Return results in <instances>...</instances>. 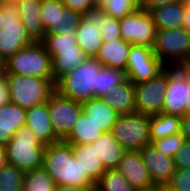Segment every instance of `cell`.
Masks as SVG:
<instances>
[{
    "label": "cell",
    "instance_id": "cell-1",
    "mask_svg": "<svg viewBox=\"0 0 190 191\" xmlns=\"http://www.w3.org/2000/svg\"><path fill=\"white\" fill-rule=\"evenodd\" d=\"M43 167L56 186L95 187V183L83 171L79 160L75 159L72 145L64 140L46 145Z\"/></svg>",
    "mask_w": 190,
    "mask_h": 191
},
{
    "label": "cell",
    "instance_id": "cell-2",
    "mask_svg": "<svg viewBox=\"0 0 190 191\" xmlns=\"http://www.w3.org/2000/svg\"><path fill=\"white\" fill-rule=\"evenodd\" d=\"M41 43L52 57L54 84L88 59L77 45L76 33L45 34Z\"/></svg>",
    "mask_w": 190,
    "mask_h": 191
},
{
    "label": "cell",
    "instance_id": "cell-3",
    "mask_svg": "<svg viewBox=\"0 0 190 191\" xmlns=\"http://www.w3.org/2000/svg\"><path fill=\"white\" fill-rule=\"evenodd\" d=\"M46 145L26 125L16 131L5 145L7 164L28 172L43 166Z\"/></svg>",
    "mask_w": 190,
    "mask_h": 191
},
{
    "label": "cell",
    "instance_id": "cell-4",
    "mask_svg": "<svg viewBox=\"0 0 190 191\" xmlns=\"http://www.w3.org/2000/svg\"><path fill=\"white\" fill-rule=\"evenodd\" d=\"M101 64L95 58H88L79 67L62 77L55 90L63 97L83 103L96 97V82Z\"/></svg>",
    "mask_w": 190,
    "mask_h": 191
},
{
    "label": "cell",
    "instance_id": "cell-5",
    "mask_svg": "<svg viewBox=\"0 0 190 191\" xmlns=\"http://www.w3.org/2000/svg\"><path fill=\"white\" fill-rule=\"evenodd\" d=\"M3 73L53 79L52 57L41 42H34L6 60Z\"/></svg>",
    "mask_w": 190,
    "mask_h": 191
},
{
    "label": "cell",
    "instance_id": "cell-6",
    "mask_svg": "<svg viewBox=\"0 0 190 191\" xmlns=\"http://www.w3.org/2000/svg\"><path fill=\"white\" fill-rule=\"evenodd\" d=\"M5 76L10 102L26 110L46 102L55 91L53 79L18 74Z\"/></svg>",
    "mask_w": 190,
    "mask_h": 191
},
{
    "label": "cell",
    "instance_id": "cell-7",
    "mask_svg": "<svg viewBox=\"0 0 190 191\" xmlns=\"http://www.w3.org/2000/svg\"><path fill=\"white\" fill-rule=\"evenodd\" d=\"M153 51L167 67L186 66L190 61V32L184 28L156 30Z\"/></svg>",
    "mask_w": 190,
    "mask_h": 191
},
{
    "label": "cell",
    "instance_id": "cell-8",
    "mask_svg": "<svg viewBox=\"0 0 190 191\" xmlns=\"http://www.w3.org/2000/svg\"><path fill=\"white\" fill-rule=\"evenodd\" d=\"M3 26L0 29V57L5 62L20 49L34 43L20 21L16 2L0 4Z\"/></svg>",
    "mask_w": 190,
    "mask_h": 191
},
{
    "label": "cell",
    "instance_id": "cell-9",
    "mask_svg": "<svg viewBox=\"0 0 190 191\" xmlns=\"http://www.w3.org/2000/svg\"><path fill=\"white\" fill-rule=\"evenodd\" d=\"M110 132L126 151H140L151 144L149 115H119Z\"/></svg>",
    "mask_w": 190,
    "mask_h": 191
},
{
    "label": "cell",
    "instance_id": "cell-10",
    "mask_svg": "<svg viewBox=\"0 0 190 191\" xmlns=\"http://www.w3.org/2000/svg\"><path fill=\"white\" fill-rule=\"evenodd\" d=\"M121 38L131 45L152 47L156 28L149 11L138 9L119 19Z\"/></svg>",
    "mask_w": 190,
    "mask_h": 191
},
{
    "label": "cell",
    "instance_id": "cell-11",
    "mask_svg": "<svg viewBox=\"0 0 190 191\" xmlns=\"http://www.w3.org/2000/svg\"><path fill=\"white\" fill-rule=\"evenodd\" d=\"M166 67L167 66L155 55L152 47L131 46L126 75L133 84L146 82L156 77Z\"/></svg>",
    "mask_w": 190,
    "mask_h": 191
},
{
    "label": "cell",
    "instance_id": "cell-12",
    "mask_svg": "<svg viewBox=\"0 0 190 191\" xmlns=\"http://www.w3.org/2000/svg\"><path fill=\"white\" fill-rule=\"evenodd\" d=\"M47 104L53 130L61 140H64L81 115L82 105L63 97L56 90L50 95Z\"/></svg>",
    "mask_w": 190,
    "mask_h": 191
},
{
    "label": "cell",
    "instance_id": "cell-13",
    "mask_svg": "<svg viewBox=\"0 0 190 191\" xmlns=\"http://www.w3.org/2000/svg\"><path fill=\"white\" fill-rule=\"evenodd\" d=\"M167 89V67L156 77L134 84L136 113L156 115L162 113Z\"/></svg>",
    "mask_w": 190,
    "mask_h": 191
},
{
    "label": "cell",
    "instance_id": "cell-14",
    "mask_svg": "<svg viewBox=\"0 0 190 191\" xmlns=\"http://www.w3.org/2000/svg\"><path fill=\"white\" fill-rule=\"evenodd\" d=\"M188 100L187 67H167V89L162 113L184 116Z\"/></svg>",
    "mask_w": 190,
    "mask_h": 191
},
{
    "label": "cell",
    "instance_id": "cell-15",
    "mask_svg": "<svg viewBox=\"0 0 190 191\" xmlns=\"http://www.w3.org/2000/svg\"><path fill=\"white\" fill-rule=\"evenodd\" d=\"M115 169L137 191H153L156 187L151 180L140 151H126Z\"/></svg>",
    "mask_w": 190,
    "mask_h": 191
},
{
    "label": "cell",
    "instance_id": "cell-16",
    "mask_svg": "<svg viewBox=\"0 0 190 191\" xmlns=\"http://www.w3.org/2000/svg\"><path fill=\"white\" fill-rule=\"evenodd\" d=\"M140 153L153 184H168L176 170L174 158L157 150L153 144L146 145Z\"/></svg>",
    "mask_w": 190,
    "mask_h": 191
},
{
    "label": "cell",
    "instance_id": "cell-17",
    "mask_svg": "<svg viewBox=\"0 0 190 191\" xmlns=\"http://www.w3.org/2000/svg\"><path fill=\"white\" fill-rule=\"evenodd\" d=\"M77 45L88 58H95L103 43L101 30L98 28V9H92L81 19L76 30Z\"/></svg>",
    "mask_w": 190,
    "mask_h": 191
},
{
    "label": "cell",
    "instance_id": "cell-18",
    "mask_svg": "<svg viewBox=\"0 0 190 191\" xmlns=\"http://www.w3.org/2000/svg\"><path fill=\"white\" fill-rule=\"evenodd\" d=\"M25 125L32 130L42 144L50 145L61 141L53 130L47 101L26 110Z\"/></svg>",
    "mask_w": 190,
    "mask_h": 191
},
{
    "label": "cell",
    "instance_id": "cell-19",
    "mask_svg": "<svg viewBox=\"0 0 190 191\" xmlns=\"http://www.w3.org/2000/svg\"><path fill=\"white\" fill-rule=\"evenodd\" d=\"M42 0L17 1L18 13L22 25L34 42H41L46 34L41 21Z\"/></svg>",
    "mask_w": 190,
    "mask_h": 191
},
{
    "label": "cell",
    "instance_id": "cell-20",
    "mask_svg": "<svg viewBox=\"0 0 190 191\" xmlns=\"http://www.w3.org/2000/svg\"><path fill=\"white\" fill-rule=\"evenodd\" d=\"M131 44L122 38L113 42H103L95 59L102 65L126 71Z\"/></svg>",
    "mask_w": 190,
    "mask_h": 191
},
{
    "label": "cell",
    "instance_id": "cell-21",
    "mask_svg": "<svg viewBox=\"0 0 190 191\" xmlns=\"http://www.w3.org/2000/svg\"><path fill=\"white\" fill-rule=\"evenodd\" d=\"M149 12L152 15L156 30L183 28L185 0L159 5Z\"/></svg>",
    "mask_w": 190,
    "mask_h": 191
},
{
    "label": "cell",
    "instance_id": "cell-22",
    "mask_svg": "<svg viewBox=\"0 0 190 191\" xmlns=\"http://www.w3.org/2000/svg\"><path fill=\"white\" fill-rule=\"evenodd\" d=\"M102 99L120 115L136 113L134 84L128 78L112 86Z\"/></svg>",
    "mask_w": 190,
    "mask_h": 191
},
{
    "label": "cell",
    "instance_id": "cell-23",
    "mask_svg": "<svg viewBox=\"0 0 190 191\" xmlns=\"http://www.w3.org/2000/svg\"><path fill=\"white\" fill-rule=\"evenodd\" d=\"M26 109L8 102L0 107V146L5 145L14 133L25 126Z\"/></svg>",
    "mask_w": 190,
    "mask_h": 191
},
{
    "label": "cell",
    "instance_id": "cell-24",
    "mask_svg": "<svg viewBox=\"0 0 190 191\" xmlns=\"http://www.w3.org/2000/svg\"><path fill=\"white\" fill-rule=\"evenodd\" d=\"M81 105L82 112L103 132H110L120 115L102 98L94 97Z\"/></svg>",
    "mask_w": 190,
    "mask_h": 191
},
{
    "label": "cell",
    "instance_id": "cell-25",
    "mask_svg": "<svg viewBox=\"0 0 190 191\" xmlns=\"http://www.w3.org/2000/svg\"><path fill=\"white\" fill-rule=\"evenodd\" d=\"M91 145L106 169H115L126 152L111 132H103Z\"/></svg>",
    "mask_w": 190,
    "mask_h": 191
},
{
    "label": "cell",
    "instance_id": "cell-26",
    "mask_svg": "<svg viewBox=\"0 0 190 191\" xmlns=\"http://www.w3.org/2000/svg\"><path fill=\"white\" fill-rule=\"evenodd\" d=\"M71 145L75 159L79 160L83 171H86L87 176L96 183L107 169L98 158L95 147L89 143Z\"/></svg>",
    "mask_w": 190,
    "mask_h": 191
},
{
    "label": "cell",
    "instance_id": "cell-27",
    "mask_svg": "<svg viewBox=\"0 0 190 191\" xmlns=\"http://www.w3.org/2000/svg\"><path fill=\"white\" fill-rule=\"evenodd\" d=\"M181 131V116L159 113L149 115V133L151 144L155 140L172 136Z\"/></svg>",
    "mask_w": 190,
    "mask_h": 191
},
{
    "label": "cell",
    "instance_id": "cell-28",
    "mask_svg": "<svg viewBox=\"0 0 190 191\" xmlns=\"http://www.w3.org/2000/svg\"><path fill=\"white\" fill-rule=\"evenodd\" d=\"M102 134L103 131L82 112L64 141L69 144H91Z\"/></svg>",
    "mask_w": 190,
    "mask_h": 191
},
{
    "label": "cell",
    "instance_id": "cell-29",
    "mask_svg": "<svg viewBox=\"0 0 190 191\" xmlns=\"http://www.w3.org/2000/svg\"><path fill=\"white\" fill-rule=\"evenodd\" d=\"M56 184L42 166L24 173L23 191H55Z\"/></svg>",
    "mask_w": 190,
    "mask_h": 191
},
{
    "label": "cell",
    "instance_id": "cell-30",
    "mask_svg": "<svg viewBox=\"0 0 190 191\" xmlns=\"http://www.w3.org/2000/svg\"><path fill=\"white\" fill-rule=\"evenodd\" d=\"M127 79L126 71L101 66L96 82V97L102 98L107 91Z\"/></svg>",
    "mask_w": 190,
    "mask_h": 191
},
{
    "label": "cell",
    "instance_id": "cell-31",
    "mask_svg": "<svg viewBox=\"0 0 190 191\" xmlns=\"http://www.w3.org/2000/svg\"><path fill=\"white\" fill-rule=\"evenodd\" d=\"M94 191H137L116 169H107L95 183Z\"/></svg>",
    "mask_w": 190,
    "mask_h": 191
},
{
    "label": "cell",
    "instance_id": "cell-32",
    "mask_svg": "<svg viewBox=\"0 0 190 191\" xmlns=\"http://www.w3.org/2000/svg\"><path fill=\"white\" fill-rule=\"evenodd\" d=\"M65 8L61 0H42L41 21L46 33L57 25L61 26L62 14Z\"/></svg>",
    "mask_w": 190,
    "mask_h": 191
},
{
    "label": "cell",
    "instance_id": "cell-33",
    "mask_svg": "<svg viewBox=\"0 0 190 191\" xmlns=\"http://www.w3.org/2000/svg\"><path fill=\"white\" fill-rule=\"evenodd\" d=\"M24 172L5 164L0 169V191H23Z\"/></svg>",
    "mask_w": 190,
    "mask_h": 191
},
{
    "label": "cell",
    "instance_id": "cell-34",
    "mask_svg": "<svg viewBox=\"0 0 190 191\" xmlns=\"http://www.w3.org/2000/svg\"><path fill=\"white\" fill-rule=\"evenodd\" d=\"M98 28L103 42H113L121 38L118 18L109 16L102 8L98 9Z\"/></svg>",
    "mask_w": 190,
    "mask_h": 191
},
{
    "label": "cell",
    "instance_id": "cell-35",
    "mask_svg": "<svg viewBox=\"0 0 190 191\" xmlns=\"http://www.w3.org/2000/svg\"><path fill=\"white\" fill-rule=\"evenodd\" d=\"M109 16L123 18L139 9L137 0H109L102 8Z\"/></svg>",
    "mask_w": 190,
    "mask_h": 191
},
{
    "label": "cell",
    "instance_id": "cell-36",
    "mask_svg": "<svg viewBox=\"0 0 190 191\" xmlns=\"http://www.w3.org/2000/svg\"><path fill=\"white\" fill-rule=\"evenodd\" d=\"M81 14L79 12L73 11L70 8H65L63 10L62 19H61V26H56L50 32L46 34H61L66 35L69 33H75L79 21L81 19Z\"/></svg>",
    "mask_w": 190,
    "mask_h": 191
},
{
    "label": "cell",
    "instance_id": "cell-37",
    "mask_svg": "<svg viewBox=\"0 0 190 191\" xmlns=\"http://www.w3.org/2000/svg\"><path fill=\"white\" fill-rule=\"evenodd\" d=\"M185 140V137L181 133H178L176 135L155 140L152 144L157 148V150L162 151L164 154L174 158L176 152L184 144Z\"/></svg>",
    "mask_w": 190,
    "mask_h": 191
},
{
    "label": "cell",
    "instance_id": "cell-38",
    "mask_svg": "<svg viewBox=\"0 0 190 191\" xmlns=\"http://www.w3.org/2000/svg\"><path fill=\"white\" fill-rule=\"evenodd\" d=\"M168 185L177 191H190V169L176 168Z\"/></svg>",
    "mask_w": 190,
    "mask_h": 191
},
{
    "label": "cell",
    "instance_id": "cell-39",
    "mask_svg": "<svg viewBox=\"0 0 190 191\" xmlns=\"http://www.w3.org/2000/svg\"><path fill=\"white\" fill-rule=\"evenodd\" d=\"M174 162L176 168L190 169V140H185L184 144L178 149Z\"/></svg>",
    "mask_w": 190,
    "mask_h": 191
},
{
    "label": "cell",
    "instance_id": "cell-40",
    "mask_svg": "<svg viewBox=\"0 0 190 191\" xmlns=\"http://www.w3.org/2000/svg\"><path fill=\"white\" fill-rule=\"evenodd\" d=\"M62 4L70 8L73 11L79 12L81 15H85L93 9L89 0H61Z\"/></svg>",
    "mask_w": 190,
    "mask_h": 191
},
{
    "label": "cell",
    "instance_id": "cell-41",
    "mask_svg": "<svg viewBox=\"0 0 190 191\" xmlns=\"http://www.w3.org/2000/svg\"><path fill=\"white\" fill-rule=\"evenodd\" d=\"M176 1L178 0H137V4L140 9L149 11L156 6L173 3Z\"/></svg>",
    "mask_w": 190,
    "mask_h": 191
},
{
    "label": "cell",
    "instance_id": "cell-42",
    "mask_svg": "<svg viewBox=\"0 0 190 191\" xmlns=\"http://www.w3.org/2000/svg\"><path fill=\"white\" fill-rule=\"evenodd\" d=\"M10 102L7 79L4 73H0V107Z\"/></svg>",
    "mask_w": 190,
    "mask_h": 191
},
{
    "label": "cell",
    "instance_id": "cell-43",
    "mask_svg": "<svg viewBox=\"0 0 190 191\" xmlns=\"http://www.w3.org/2000/svg\"><path fill=\"white\" fill-rule=\"evenodd\" d=\"M180 133L186 140H190V114H185L181 117V131Z\"/></svg>",
    "mask_w": 190,
    "mask_h": 191
},
{
    "label": "cell",
    "instance_id": "cell-44",
    "mask_svg": "<svg viewBox=\"0 0 190 191\" xmlns=\"http://www.w3.org/2000/svg\"><path fill=\"white\" fill-rule=\"evenodd\" d=\"M95 187L56 186L55 191H94Z\"/></svg>",
    "mask_w": 190,
    "mask_h": 191
},
{
    "label": "cell",
    "instance_id": "cell-45",
    "mask_svg": "<svg viewBox=\"0 0 190 191\" xmlns=\"http://www.w3.org/2000/svg\"><path fill=\"white\" fill-rule=\"evenodd\" d=\"M183 28L190 32V0H185Z\"/></svg>",
    "mask_w": 190,
    "mask_h": 191
},
{
    "label": "cell",
    "instance_id": "cell-46",
    "mask_svg": "<svg viewBox=\"0 0 190 191\" xmlns=\"http://www.w3.org/2000/svg\"><path fill=\"white\" fill-rule=\"evenodd\" d=\"M187 89H188V100L186 106V114H190V70L187 68Z\"/></svg>",
    "mask_w": 190,
    "mask_h": 191
},
{
    "label": "cell",
    "instance_id": "cell-47",
    "mask_svg": "<svg viewBox=\"0 0 190 191\" xmlns=\"http://www.w3.org/2000/svg\"><path fill=\"white\" fill-rule=\"evenodd\" d=\"M109 0H89L93 9H101Z\"/></svg>",
    "mask_w": 190,
    "mask_h": 191
},
{
    "label": "cell",
    "instance_id": "cell-48",
    "mask_svg": "<svg viewBox=\"0 0 190 191\" xmlns=\"http://www.w3.org/2000/svg\"><path fill=\"white\" fill-rule=\"evenodd\" d=\"M154 191H177V190H175L174 188H172L168 184H163V185H157L154 188Z\"/></svg>",
    "mask_w": 190,
    "mask_h": 191
},
{
    "label": "cell",
    "instance_id": "cell-49",
    "mask_svg": "<svg viewBox=\"0 0 190 191\" xmlns=\"http://www.w3.org/2000/svg\"><path fill=\"white\" fill-rule=\"evenodd\" d=\"M7 163L6 155H5V148L0 146V169Z\"/></svg>",
    "mask_w": 190,
    "mask_h": 191
},
{
    "label": "cell",
    "instance_id": "cell-50",
    "mask_svg": "<svg viewBox=\"0 0 190 191\" xmlns=\"http://www.w3.org/2000/svg\"><path fill=\"white\" fill-rule=\"evenodd\" d=\"M4 72V61L0 57V73Z\"/></svg>",
    "mask_w": 190,
    "mask_h": 191
},
{
    "label": "cell",
    "instance_id": "cell-51",
    "mask_svg": "<svg viewBox=\"0 0 190 191\" xmlns=\"http://www.w3.org/2000/svg\"><path fill=\"white\" fill-rule=\"evenodd\" d=\"M3 13H2V11H1V8H0V29L2 28V26H3Z\"/></svg>",
    "mask_w": 190,
    "mask_h": 191
},
{
    "label": "cell",
    "instance_id": "cell-52",
    "mask_svg": "<svg viewBox=\"0 0 190 191\" xmlns=\"http://www.w3.org/2000/svg\"><path fill=\"white\" fill-rule=\"evenodd\" d=\"M186 67L190 70V61H189V63L186 65Z\"/></svg>",
    "mask_w": 190,
    "mask_h": 191
},
{
    "label": "cell",
    "instance_id": "cell-53",
    "mask_svg": "<svg viewBox=\"0 0 190 191\" xmlns=\"http://www.w3.org/2000/svg\"><path fill=\"white\" fill-rule=\"evenodd\" d=\"M7 0H0V4H2V3H4V2H6Z\"/></svg>",
    "mask_w": 190,
    "mask_h": 191
},
{
    "label": "cell",
    "instance_id": "cell-54",
    "mask_svg": "<svg viewBox=\"0 0 190 191\" xmlns=\"http://www.w3.org/2000/svg\"><path fill=\"white\" fill-rule=\"evenodd\" d=\"M7 1H11V2H17V1H19V0H7Z\"/></svg>",
    "mask_w": 190,
    "mask_h": 191
}]
</instances>
